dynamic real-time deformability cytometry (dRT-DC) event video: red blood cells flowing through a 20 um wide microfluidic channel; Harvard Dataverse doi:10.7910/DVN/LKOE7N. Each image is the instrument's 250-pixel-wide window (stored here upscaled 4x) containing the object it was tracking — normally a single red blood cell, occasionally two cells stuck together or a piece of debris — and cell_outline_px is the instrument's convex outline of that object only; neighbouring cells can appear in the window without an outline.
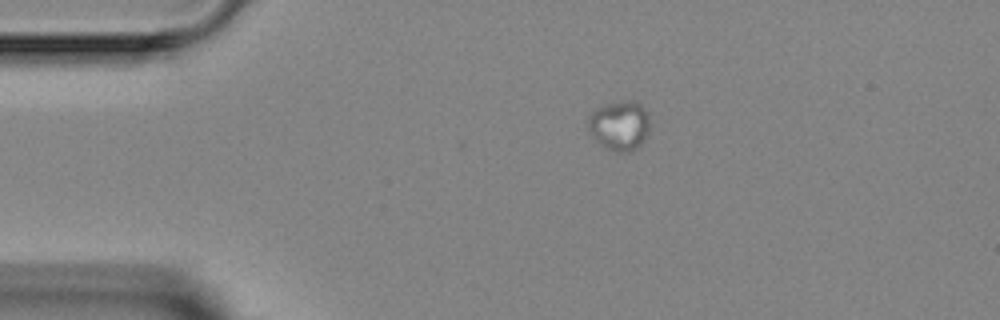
{"species": "Egyptian fruit bat (a non-hibernating species)", "species_latin": "Rousettus aegyptiacus", "temperature_condition": "room temperature", "stored_images_in_passage": 2, "camera_frame_rate_fps": 3000, "um_per_image_px": 0.085, "animal": {"sex": "female"}, "frame": {"image": 1, "passage_image": 2, "time_ms": 1.333, "image_size_px": [1000, 320], "cell_outline_px": [[648, 128], [640, 144], [636, 148], [628, 152], [616, 152], [600, 144], [588, 132], [588, 120], [592, 112], [596, 108], [608, 104], [628, 100], [636, 100], [648, 112]], "centroid_in_image_um": [52.64, 10.65], "position_along_channel_um": 32.4, "area_um2": 17.57}}